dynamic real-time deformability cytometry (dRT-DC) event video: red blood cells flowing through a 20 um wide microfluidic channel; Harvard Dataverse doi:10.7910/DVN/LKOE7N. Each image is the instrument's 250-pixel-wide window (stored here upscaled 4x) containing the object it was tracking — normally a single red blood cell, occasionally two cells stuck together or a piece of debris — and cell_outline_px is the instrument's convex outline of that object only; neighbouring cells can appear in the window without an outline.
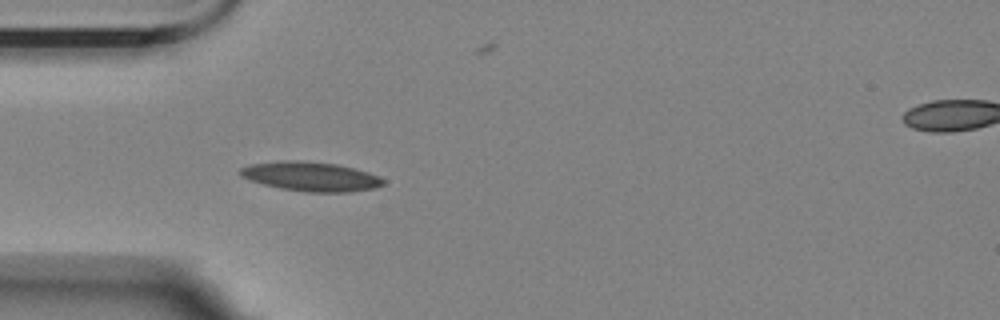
{"species": "Egyptian fruit bat (a non-hibernating species)", "species_latin": "Rousettus aegyptiacus", "temperature_condition": "room temperature", "stored_images_in_passage": 2, "camera_frame_rate_fps": 3000, "um_per_image_px": 0.085, "animal": {"sex": "female"}, "frame": {"image": 1, "passage_image": 1, "time_ms": 0.0, "image_size_px": [1000, 320], "cell_outline_px": [[384, 184], [372, 188], [348, 192], [304, 192], [280, 188], [264, 184], [240, 176], [240, 168], [252, 164], [280, 160], [300, 160], [336, 164], [368, 172], [380, 176], [384, 180]], "centroid_in_image_um": [26.41, 15.0], "position_along_channel_um": 58.6, "area_um2": 24.28}}